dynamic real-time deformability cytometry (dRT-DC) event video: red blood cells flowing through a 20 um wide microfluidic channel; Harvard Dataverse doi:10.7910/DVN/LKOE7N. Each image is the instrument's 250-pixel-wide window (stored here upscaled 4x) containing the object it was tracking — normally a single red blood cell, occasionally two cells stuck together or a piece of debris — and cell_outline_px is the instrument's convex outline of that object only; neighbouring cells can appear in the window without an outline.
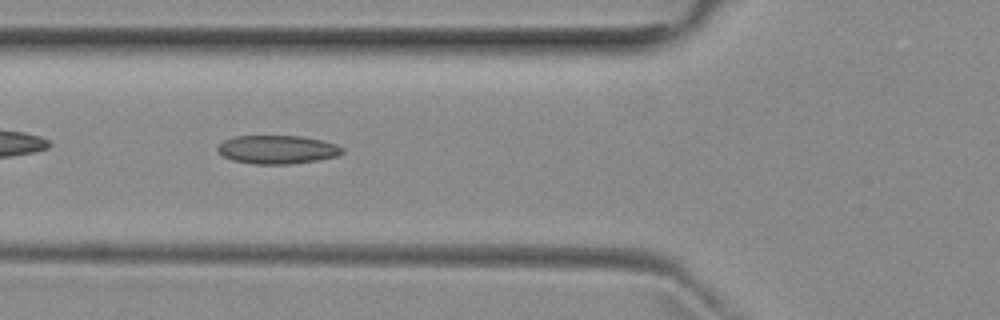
{"species": "common noctule bat (a hibernating species)", "species_latin": "Nyctalus noctula", "temperature_condition": "room temperature", "stored_images_in_passage": 6, "camera_frame_rate_fps": 3000, "um_per_image_px": 0.085, "animal": {"sex": "female", "body_mass_g": 29.2, "forearm_length_mm": 56.3}, "frame": {"image": 1, "passage_image": 5, "time_ms": 4.667, "image_size_px": [1000, 320], "cell_outline_px": [[344, 152], [336, 156], [316, 160], [292, 164], [252, 164], [232, 160], [224, 156], [216, 148], [224, 140], [236, 136], [300, 136], [324, 140], [336, 144], [344, 148]], "centroid_in_image_um": [23.59, 12.71], "position_along_channel_um": 102.2, "area_um2": 20.69}}
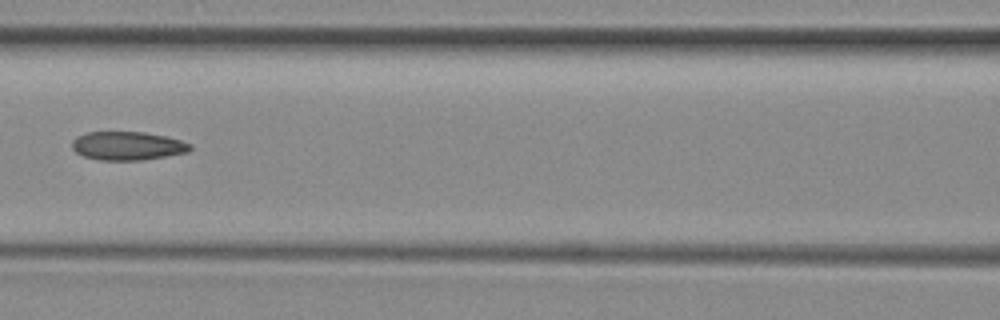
{"frame": {"image": 2, "passage_image": 6, "time_ms": 6.0, "image_size_px": [1000, 320], "cell_outline_px": [[192, 148], [188, 152], [140, 160], [100, 160], [84, 156], [76, 152], [72, 148], [72, 140], [76, 136], [88, 132], [144, 132], [164, 136], [180, 140], [192, 144]], "centroid_in_image_um": [10.82, 12.39], "position_along_channel_um": 155.8, "area_um2": 19.54}}